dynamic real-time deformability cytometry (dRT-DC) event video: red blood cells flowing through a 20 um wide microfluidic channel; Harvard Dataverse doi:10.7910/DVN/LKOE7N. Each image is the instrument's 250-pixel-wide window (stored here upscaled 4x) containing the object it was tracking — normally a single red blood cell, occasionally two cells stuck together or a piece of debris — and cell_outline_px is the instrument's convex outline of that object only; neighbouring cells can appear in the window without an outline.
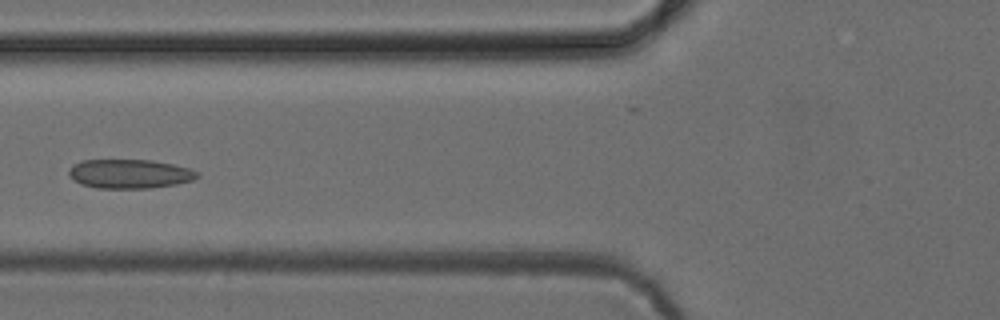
{"species": "common noctule bat (a hibernating species)", "species_latin": "Nyctalus noctula", "temperature_condition": "cold", "stored_images_in_passage": 7, "camera_frame_rate_fps": 3000, "um_per_image_px": 0.085, "animal": {"sex": "female", "body_mass_g": 24.6, "forearm_length_mm": 56.2}, "frame": {"image": 1, "passage_image": 6, "time_ms": 6.667, "image_size_px": [1000, 320], "cell_outline_px": [[200, 176], [192, 180], [176, 184], [148, 188], [96, 188], [80, 184], [72, 180], [68, 176], [68, 172], [72, 164], [80, 160], [152, 160], [172, 164], [188, 168], [200, 172]], "centroid_in_image_um": [10.98, 14.77], "position_along_channel_um": 114.8, "area_um2": 21.96}}